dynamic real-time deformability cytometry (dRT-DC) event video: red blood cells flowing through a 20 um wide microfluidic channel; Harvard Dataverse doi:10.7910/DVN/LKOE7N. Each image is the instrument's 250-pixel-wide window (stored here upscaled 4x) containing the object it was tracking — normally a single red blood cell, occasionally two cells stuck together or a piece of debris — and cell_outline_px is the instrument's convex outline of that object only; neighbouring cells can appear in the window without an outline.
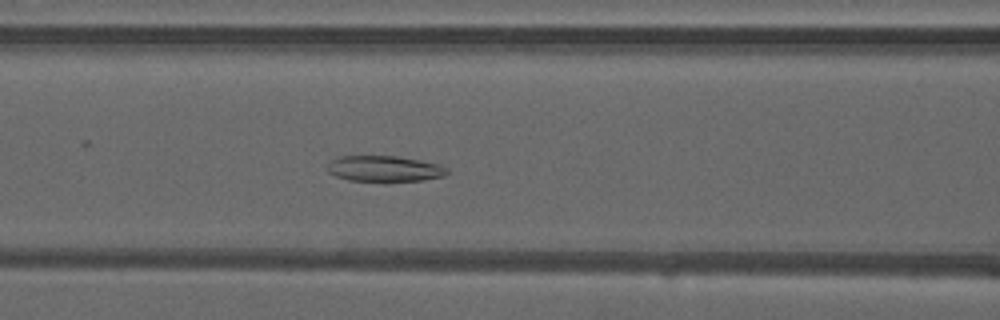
{"species": "common noctule bat (a hibernating species)", "species_latin": "Nyctalus noctula", "temperature_condition": "warm", "stored_images_in_passage": 49, "camera_frame_rate_fps": 3000, "um_per_image_px": 0.085, "animal": {"sex": "male", "forearm_length_mm": 52.5}, "frame": {"image": 1, "passage_image": 21, "time_ms": 6.667, "image_size_px": [1000, 320], "cell_outline_px": [[452, 172], [444, 176], [420, 180], [384, 184], [348, 180], [336, 176], [328, 172], [328, 164], [332, 160], [340, 156], [396, 156], [420, 160], [440, 164], [448, 168]], "centroid_in_image_um": [32.72, 14.38], "position_along_channel_um": 133.9, "area_um2": 18.84}}
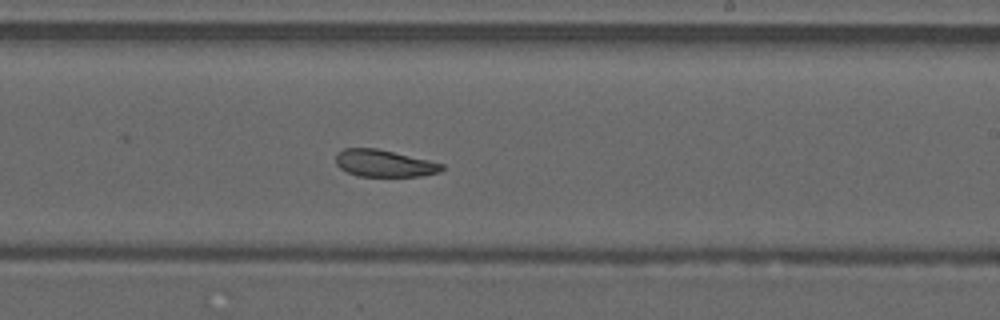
{"frame": {"image": 2, "passage_image": 30, "time_ms": 9.667, "image_size_px": [1000, 320], "cell_outline_px": [[444, 168], [440, 172], [420, 176], [356, 176], [340, 168], [336, 164], [336, 152], [344, 148], [376, 148], [428, 160], [444, 164]], "centroid_in_image_um": [32.63, 13.88], "position_along_channel_um": 256.4, "area_um2": 16.65}}
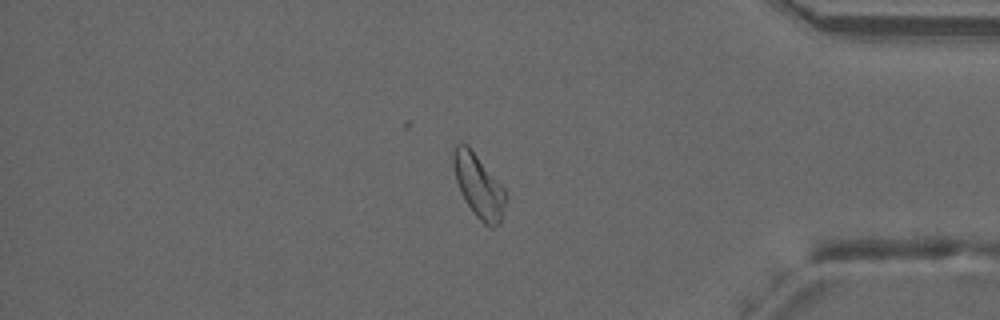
{"frame": {"image": 3, "passage_image": 42, "time_ms": 13.667, "image_size_px": [1000, 320], "cell_outline_px": [[504, 212], [500, 224], [492, 228], [484, 224], [476, 216], [460, 192], [456, 180], [452, 164], [452, 160], [456, 144], [468, 144], [504, 188]], "centroid_in_image_um": [40.67, 15.81], "position_along_channel_um": 394.5, "area_um2": 19.02}, "authors_computed_cell_mechanics": {"area_um2": 19.4786, "velocity_mm_per_s": 4.0884, "shape_relaxation_time_tau1_ms": null, "shape_relaxation_time_tau2_ms": 5.3754, "deformation_change_tau1": null, "deformation_change_tau2": 0.1344}}